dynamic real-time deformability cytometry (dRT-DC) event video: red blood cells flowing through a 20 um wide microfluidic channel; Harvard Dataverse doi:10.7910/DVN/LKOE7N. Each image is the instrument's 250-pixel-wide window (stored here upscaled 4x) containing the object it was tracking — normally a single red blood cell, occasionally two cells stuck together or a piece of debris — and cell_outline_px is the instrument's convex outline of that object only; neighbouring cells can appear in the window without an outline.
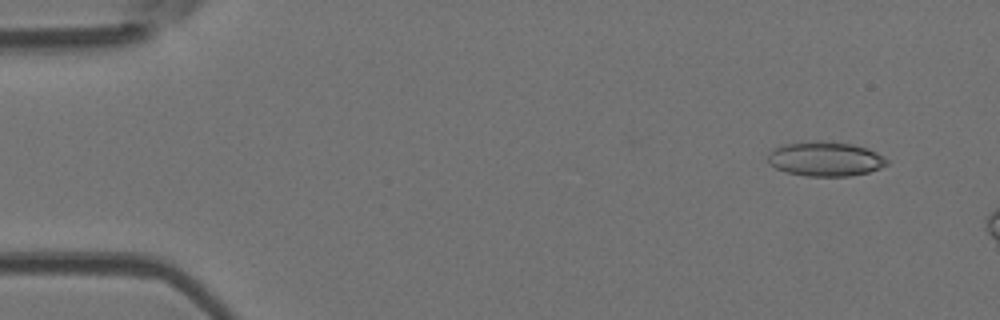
{"species": "Egyptian fruit bat (a non-hibernating species)", "species_latin": "Rousettus aegyptiacus", "temperature_condition": "room temperature", "stored_images_in_passage": 8, "camera_frame_rate_fps": 3000, "um_per_image_px": 0.085, "animal": {"sex": "female"}, "frame": {"image": 1, "passage_image": 4, "time_ms": 1.0, "image_size_px": [1000, 320], "cell_outline_px": [[888, 164], [880, 168], [868, 172], [848, 176], [804, 176], [788, 172], [776, 168], [768, 164], [768, 152], [772, 148], [784, 144], [816, 140], [852, 144], [868, 148], [884, 156], [888, 160]], "centroid_in_image_um": [70.13, 13.5], "position_along_channel_um": 14.9, "area_um2": 24.1}}